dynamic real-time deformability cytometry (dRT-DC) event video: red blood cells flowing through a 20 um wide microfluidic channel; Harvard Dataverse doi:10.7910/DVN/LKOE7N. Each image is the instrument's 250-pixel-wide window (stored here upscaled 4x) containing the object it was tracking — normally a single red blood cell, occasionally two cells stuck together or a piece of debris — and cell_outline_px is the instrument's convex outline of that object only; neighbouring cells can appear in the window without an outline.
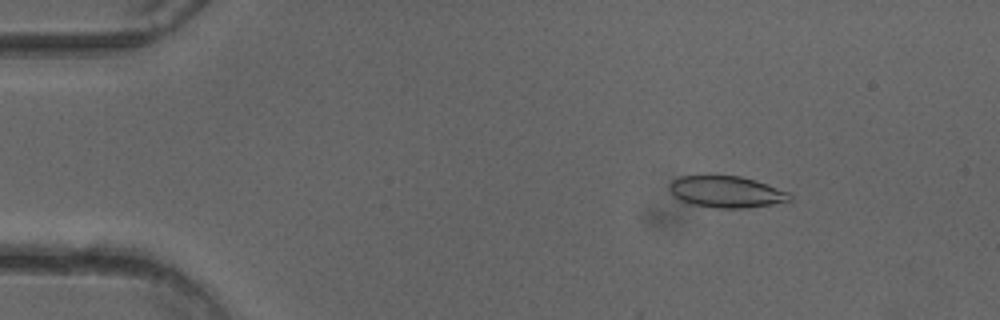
{"species": "common noctule bat (a hibernating species)", "species_latin": "Nyctalus noctula", "temperature_condition": "cold", "stored_images_in_passage": 51, "camera_frame_rate_fps": 3000, "um_per_image_px": 0.085, "animal": {"sex": "female"}, "frame": {"image": 1, "passage_image": 7, "time_ms": 2.0, "image_size_px": [1000, 320], "cell_outline_px": [[792, 200], [772, 204], [744, 208], [716, 208], [692, 204], [680, 200], [668, 188], [668, 184], [672, 180], [680, 176], [740, 176], [756, 180], [788, 192], [792, 196]], "centroid_in_image_um": [61.74, 16.3], "position_along_channel_um": 23.3, "area_um2": 21.96}}
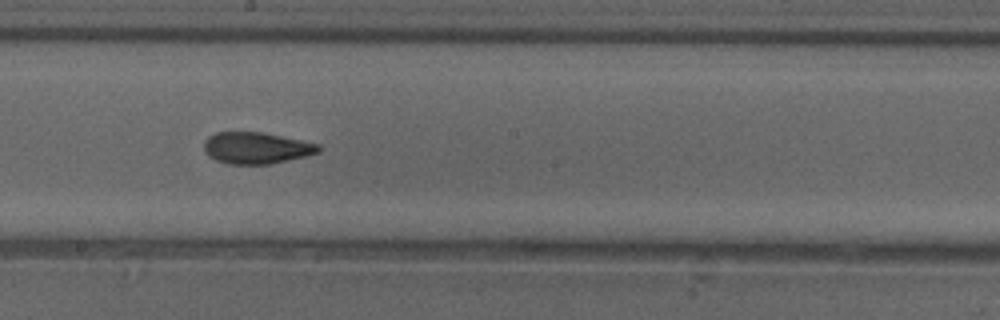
{"frame": {"image": 2, "passage_image": 28, "time_ms": 9.0, "image_size_px": [1000, 320], "cell_outline_px": [[320, 152], [308, 156], [268, 164], [228, 164], [216, 160], [208, 156], [204, 152], [204, 140], [208, 136], [216, 132], [264, 132], [320, 144]], "centroid_in_image_um": [21.78, 12.57], "position_along_channel_um": 226.4, "area_um2": 21.27}}
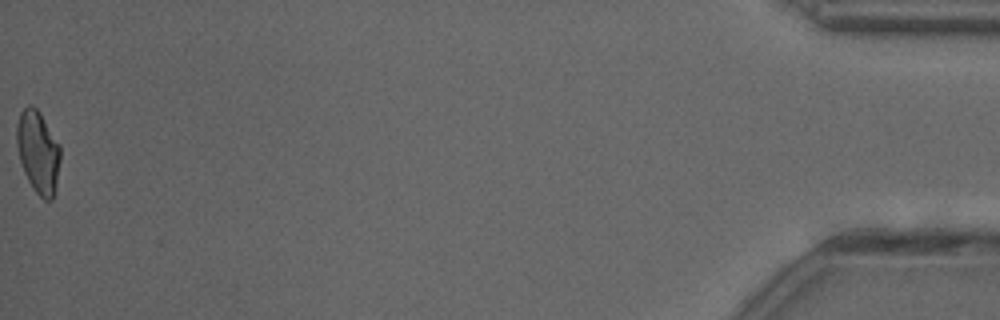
{"frame": {"image": 3, "passage_image": 51, "time_ms": 16.667, "image_size_px": [1000, 320], "cell_outline_px": [[60, 160], [56, 188], [52, 200], [44, 200], [32, 188], [24, 172], [20, 160], [16, 144], [16, 124], [20, 112], [28, 104], [32, 104], [40, 112], [60, 144]], "centroid_in_image_um": [3.24, 12.89], "position_along_channel_um": 432.0, "area_um2": 21.21}, "authors_computed_cell_mechanics": {"area_um2": 21.5594, "velocity_mm_per_s": 4.0355, "shape_relaxation_time_tau1_ms": null, "shape_relaxation_time_tau2_ms": 2.1656, "deformation_change_tau1": null, "deformation_change_tau2": 0.0839}}